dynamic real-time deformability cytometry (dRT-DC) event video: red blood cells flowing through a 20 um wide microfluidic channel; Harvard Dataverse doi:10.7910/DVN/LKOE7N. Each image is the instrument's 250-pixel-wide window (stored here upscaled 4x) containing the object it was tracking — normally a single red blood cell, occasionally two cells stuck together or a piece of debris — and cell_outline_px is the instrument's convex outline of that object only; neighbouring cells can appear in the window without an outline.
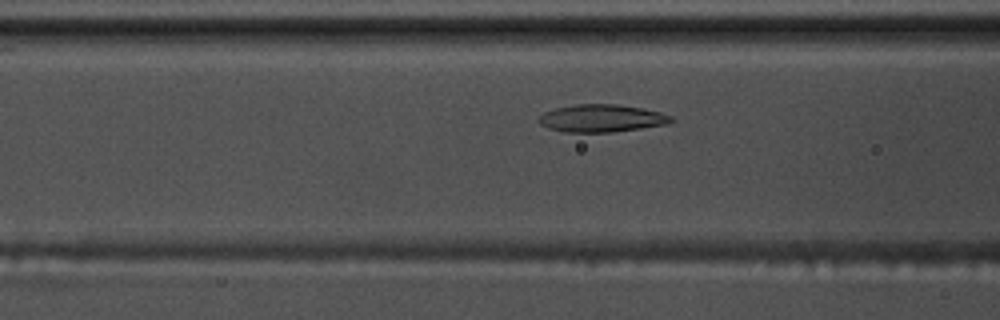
{"species": "common noctule bat (a hibernating species)", "species_latin": "Nyctalus noctula", "temperature_condition": "warm", "stored_images_in_passage": 7, "camera_frame_rate_fps": 3000, "um_per_image_px": 0.085, "animal": {"sex": "male", "body_mass_g": 17.5, "forearm_length_mm": 52.3}, "frame": {"image": 1, "passage_image": 4, "time_ms": 1.0, "image_size_px": [1000, 320], "cell_outline_px": [[676, 120], [668, 124], [612, 132], [564, 132], [548, 128], [540, 124], [536, 120], [544, 112], [556, 108], [576, 104], [620, 104], [644, 108], [660, 112], [672, 116]], "centroid_in_image_um": [51.15, 10.05], "position_along_channel_um": 115.4, "area_um2": 21.44}}